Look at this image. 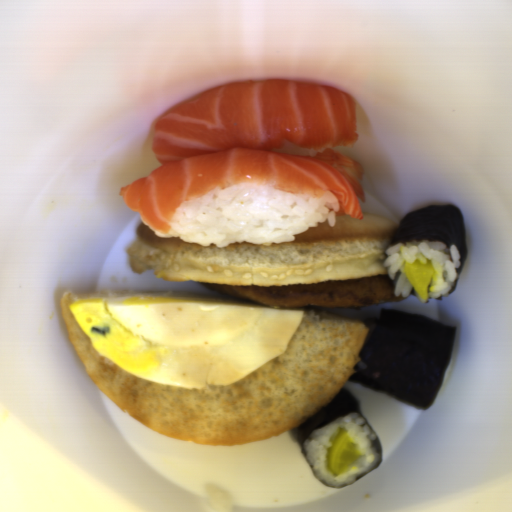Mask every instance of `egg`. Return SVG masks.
Segmentation results:
<instances>
[{"instance_id":"egg-1","label":"egg","mask_w":512,"mask_h":512,"mask_svg":"<svg viewBox=\"0 0 512 512\" xmlns=\"http://www.w3.org/2000/svg\"><path fill=\"white\" fill-rule=\"evenodd\" d=\"M68 308L103 358L184 389L231 384L281 356L305 315L207 296L97 297Z\"/></svg>"}]
</instances>
